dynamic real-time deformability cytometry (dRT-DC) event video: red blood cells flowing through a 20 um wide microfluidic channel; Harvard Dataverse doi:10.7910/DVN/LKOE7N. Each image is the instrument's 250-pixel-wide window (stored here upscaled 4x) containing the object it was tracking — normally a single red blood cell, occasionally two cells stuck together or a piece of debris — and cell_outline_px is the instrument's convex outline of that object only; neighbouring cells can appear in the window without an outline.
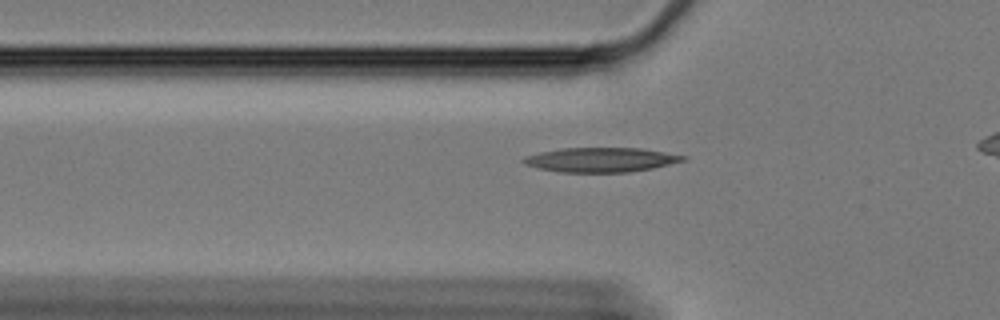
{"species": "Egyptian fruit bat (a non-hibernating species)", "species_latin": "Rousettus aegyptiacus", "temperature_condition": "cold", "stored_images_in_passage": 45, "camera_frame_rate_fps": 3000, "um_per_image_px": 0.085, "animal": {"sex": "female"}, "frame": {"image": 1, "passage_image": 12, "time_ms": 3.667, "image_size_px": [1000, 320], "cell_outline_px": [[688, 160], [652, 168], [628, 172], [560, 172], [540, 168], [524, 164], [520, 160], [524, 156], [540, 152], [560, 148], [640, 148], [688, 156]], "centroid_in_image_um": [51.08, 13.57], "position_along_channel_um": 74.7, "area_um2": 22.77}}
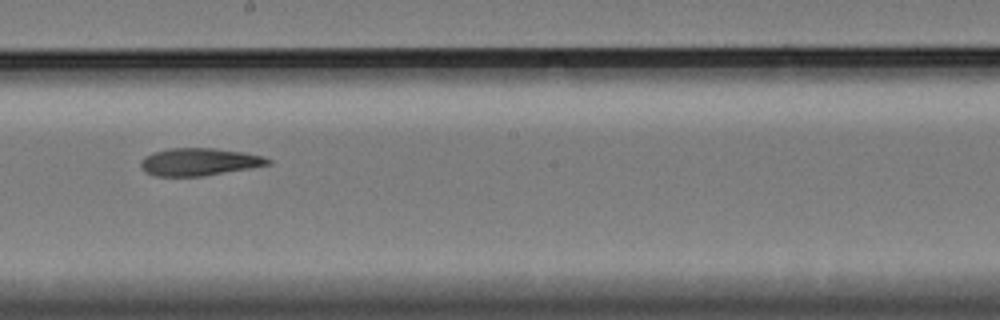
{"frame": {"image": 2, "passage_image": 26, "time_ms": 8.333, "image_size_px": [1000, 320], "cell_outline_px": [[272, 164], [252, 168], [204, 176], [156, 176], [144, 172], [140, 168], [140, 160], [144, 156], [152, 152], [172, 148], [216, 148], [244, 152], [264, 156], [272, 160]], "centroid_in_image_um": [16.94, 13.76], "position_along_channel_um": 231.3, "area_um2": 20.75}}
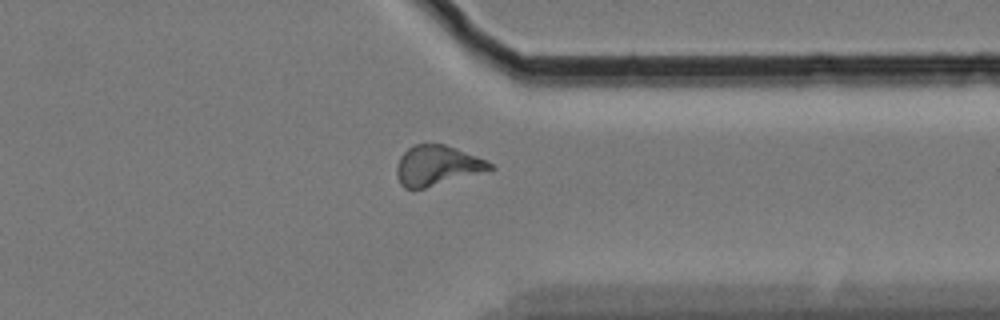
{"frame": {"image": 3, "passage_image": 39, "time_ms": 12.667, "image_size_px": [1000, 320], "cell_outline_px": [[496, 168], [424, 188], [404, 188], [400, 184], [396, 176], [396, 168], [400, 156], [408, 148], [416, 144], [444, 144], [456, 148], [476, 156], [492, 164]], "centroid_in_image_um": [37.11, 14.06], "position_along_channel_um": 374.3, "area_um2": 21.39}}